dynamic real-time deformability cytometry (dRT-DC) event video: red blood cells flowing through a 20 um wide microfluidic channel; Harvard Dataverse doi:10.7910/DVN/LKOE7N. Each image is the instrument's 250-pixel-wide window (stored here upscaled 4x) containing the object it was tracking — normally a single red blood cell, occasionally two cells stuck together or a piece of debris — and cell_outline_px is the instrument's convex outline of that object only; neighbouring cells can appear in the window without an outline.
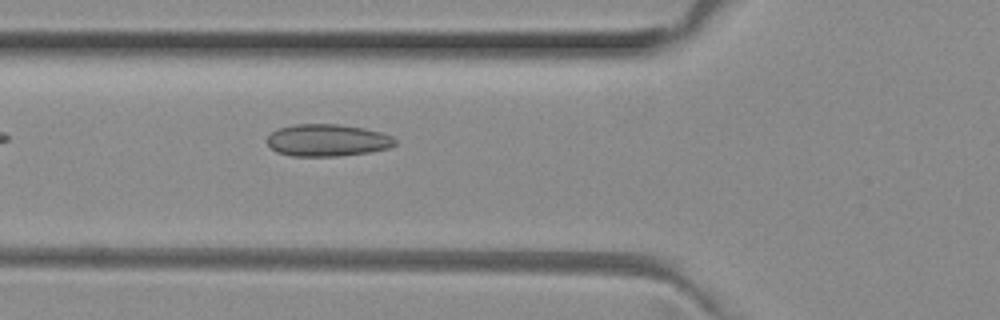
{"species": "common noctule bat (a hibernating species)", "species_latin": "Nyctalus noctula", "temperature_condition": "room temperature", "stored_images_in_passage": 37, "camera_frame_rate_fps": 3000, "um_per_image_px": 0.085, "animal": {"sex": "female", "body_mass_g": 29.2, "forearm_length_mm": 56.3}, "frame": {"image": 1, "passage_image": 4, "time_ms": 1.0, "image_size_px": [1000, 320], "cell_outline_px": [[396, 144], [388, 148], [368, 152], [340, 156], [292, 156], [276, 152], [268, 144], [268, 136], [272, 132], [280, 128], [296, 124], [340, 124], [364, 128], [380, 132], [392, 136], [396, 140]], "centroid_in_image_um": [27.84, 11.92], "position_along_channel_um": 98.0, "area_um2": 23.87}}
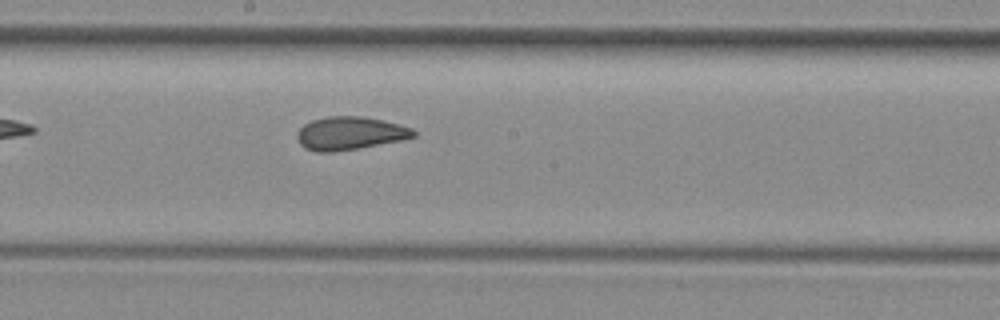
{"frame": {"image": 2, "passage_image": 13, "time_ms": 4.0, "image_size_px": [1000, 320], "cell_outline_px": [[416, 136], [404, 140], [332, 152], [316, 152], [304, 148], [300, 144], [296, 136], [296, 132], [304, 124], [312, 120], [328, 116], [364, 116], [400, 124], [412, 128], [416, 132]], "centroid_in_image_um": [29.74, 11.32], "position_along_channel_um": 218.5, "area_um2": 22.6}}
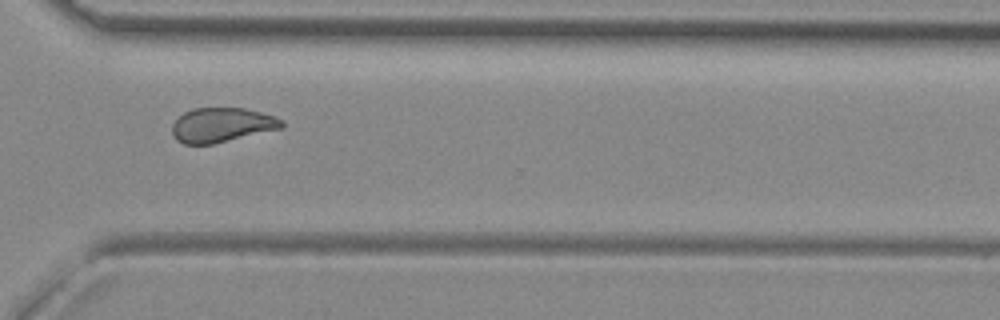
{"frame": {"image": 3, "passage_image": 23, "time_ms": 7.333, "image_size_px": [1000, 320], "cell_outline_px": [[284, 128], [212, 144], [184, 144], [176, 140], [172, 132], [172, 124], [184, 112], [192, 108], [244, 108], [260, 112], [284, 120]], "centroid_in_image_um": [18.86, 10.62], "position_along_channel_um": 351.7, "area_um2": 22.02}, "authors_computed_cell_mechanics": {"area_um2": 22.4842, "velocity_mm_per_s": 4.0087, "shape_relaxation_time_tau1_ms": null, "shape_relaxation_time_tau2_ms": 1.834, "deformation_change_tau1": null, "deformation_change_tau2": 0.0958}}